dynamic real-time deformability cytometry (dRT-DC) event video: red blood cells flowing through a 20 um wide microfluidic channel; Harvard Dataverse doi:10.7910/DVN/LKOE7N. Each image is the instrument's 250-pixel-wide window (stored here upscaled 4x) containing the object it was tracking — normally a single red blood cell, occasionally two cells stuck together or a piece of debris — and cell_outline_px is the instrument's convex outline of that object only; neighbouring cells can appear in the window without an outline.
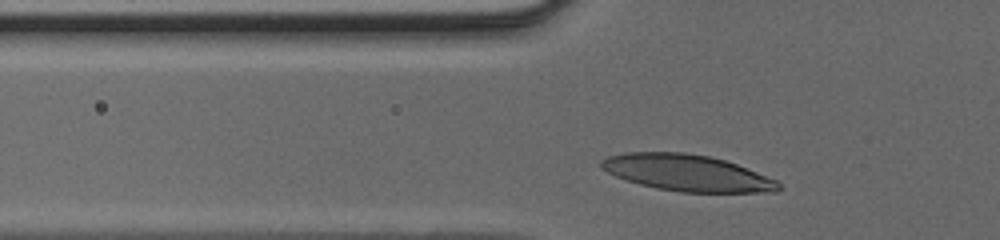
{"species": "human", "species_latin": "Homo sapiens", "temperature_condition": "cold", "stored_images_in_passage": 26, "camera_frame_rate_fps": 3000, "um_per_image_px": 0.085, "donor": {"sex": "male"}, "frame": {"image": 1, "passage_image": 3, "time_ms": 0.667, "image_size_px": [1000, 240], "cell_outline_px": [[784, 188], [780, 192], [680, 192], [656, 188], [640, 184], [616, 176], [600, 168], [600, 160], [608, 156], [624, 152], [684, 152], [708, 156], [724, 160], [736, 164], [776, 180]], "centroid_in_image_um": [58.4, 14.69], "position_along_channel_um": 67.4, "area_um2": 37.57}}
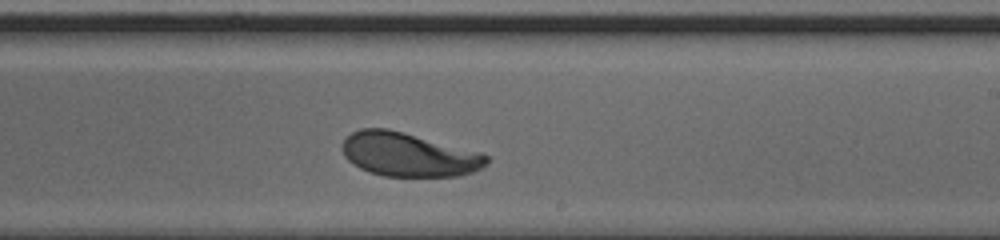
{"frame": {"image": 2, "passage_image": 16, "time_ms": 5.0, "image_size_px": [1000, 240], "cell_outline_px": [[488, 164], [472, 172], [456, 176], [384, 176], [368, 172], [352, 164], [344, 156], [340, 148], [344, 140], [352, 132], [360, 128], [388, 128], [404, 132], [480, 152], [488, 156]], "centroid_in_image_um": [34.69, 13.13], "position_along_channel_um": 254.3, "area_um2": 36.93}}
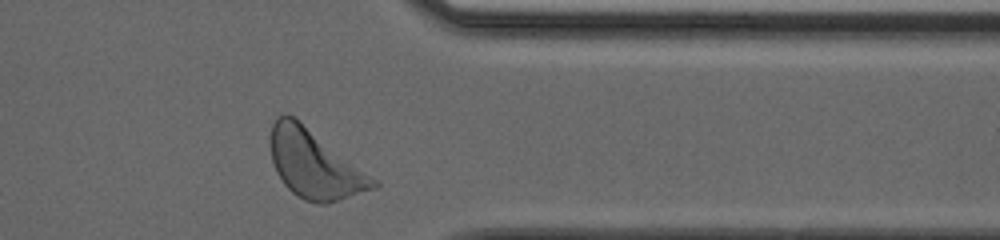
{"frame": {"image": 3, "passage_image": 25, "time_ms": 8.0, "image_size_px": [1000, 240], "cell_outline_px": [[380, 184], [376, 188], [328, 204], [320, 204], [304, 200], [296, 196], [284, 184], [276, 172], [272, 160], [272, 124], [276, 116], [284, 112], [288, 112], [376, 180]], "centroid_in_image_um": [26.71, 13.98], "position_along_channel_um": 384.7, "area_um2": 40.11}}